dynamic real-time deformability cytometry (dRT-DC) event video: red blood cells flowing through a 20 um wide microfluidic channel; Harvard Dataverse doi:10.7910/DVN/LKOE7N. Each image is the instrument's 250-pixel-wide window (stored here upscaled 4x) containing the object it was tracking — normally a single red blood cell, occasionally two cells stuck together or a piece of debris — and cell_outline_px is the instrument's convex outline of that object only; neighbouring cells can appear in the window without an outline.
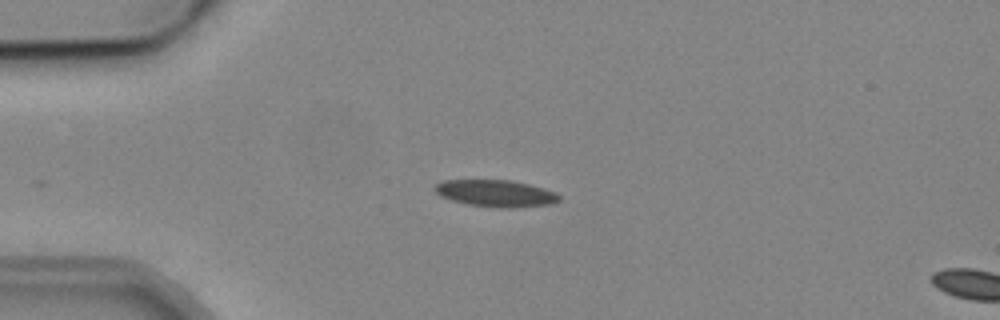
{"species": "common noctule bat (a hibernating species)", "species_latin": "Nyctalus noctula", "temperature_condition": "cold", "stored_images_in_passage": 2, "camera_frame_rate_fps": 3000, "um_per_image_px": 0.085, "animal": {"sex": "male", "body_mass_g": 19.2, "forearm_length_mm": 51.8}, "frame": {"image": 1, "passage_image": 1, "time_ms": 0.0, "image_size_px": [1000, 320], "cell_outline_px": [[560, 200], [552, 204], [512, 208], [500, 208], [468, 204], [452, 200], [440, 196], [436, 192], [436, 184], [440, 180], [512, 180], [544, 188], [556, 192], [560, 196]], "centroid_in_image_um": [42.17, 16.43], "position_along_channel_um": 42.8, "area_um2": 19.48}}